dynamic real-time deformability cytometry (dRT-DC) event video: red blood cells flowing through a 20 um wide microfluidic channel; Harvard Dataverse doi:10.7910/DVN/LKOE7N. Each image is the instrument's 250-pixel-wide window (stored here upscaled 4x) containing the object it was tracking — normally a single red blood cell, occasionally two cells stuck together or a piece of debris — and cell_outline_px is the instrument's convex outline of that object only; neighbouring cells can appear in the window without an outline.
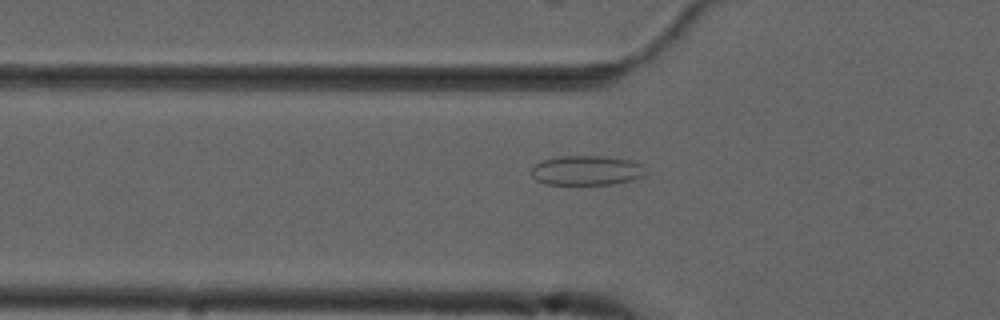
{"species": "common noctule bat (a hibernating species)", "species_latin": "Nyctalus noctula", "temperature_condition": "cold", "stored_images_in_passage": 55, "camera_frame_rate_fps": 3000, "um_per_image_px": 0.085, "animal": {"sex": "male", "forearm_length_mm": 52.5}, "frame": {"image": 1, "passage_image": 19, "time_ms": 6.0, "image_size_px": [1000, 320], "cell_outline_px": [[644, 172], [640, 176], [632, 180], [612, 184], [544, 184], [536, 180], [528, 172], [536, 164], [544, 160], [560, 156], [604, 156], [632, 160], [640, 164]], "centroid_in_image_um": [49.79, 14.48], "position_along_channel_um": 76.0, "area_um2": 19.59}}
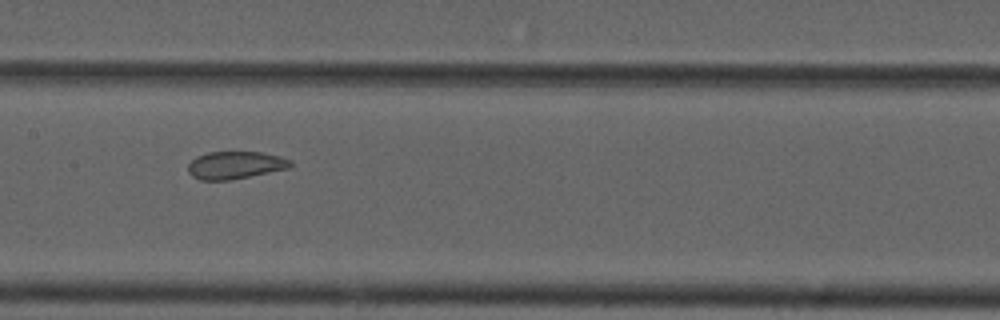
{"frame": {"image": 2, "passage_image": 28, "time_ms": 9.0, "image_size_px": [1000, 320], "cell_outline_px": [[292, 164], [288, 168], [228, 180], [200, 180], [192, 176], [188, 172], [188, 164], [196, 156], [208, 152], [260, 152], [280, 156], [292, 160]], "centroid_in_image_um": [19.96, 14.03], "position_along_channel_um": 187.4, "area_um2": 16.3}}
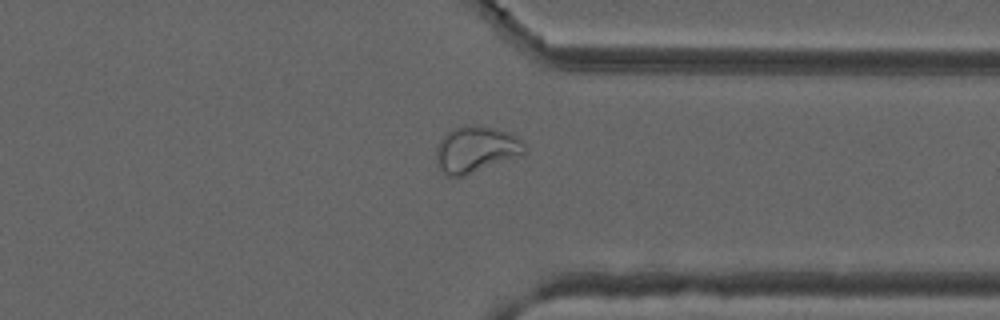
{"frame": {"image": 3, "passage_image": 43, "time_ms": 14.0, "image_size_px": [1000, 320], "cell_outline_px": [[528, 148], [524, 156], [464, 176], [448, 176], [440, 168], [436, 160], [436, 144], [448, 132], [456, 128], [492, 128], [508, 132], [516, 136]], "centroid_in_image_um": [40.51, 12.76], "position_along_channel_um": 370.9, "area_um2": 23.52}, "authors_computed_cell_mechanics": {"area_um2": 23.5246, "velocity_mm_per_s": 3.6964, "shape_relaxation_time_tau1_ms": null, "shape_relaxation_time_tau2_ms": 1.1477, "deformation_change_tau1": null, "deformation_change_tau2": 0.0668}}